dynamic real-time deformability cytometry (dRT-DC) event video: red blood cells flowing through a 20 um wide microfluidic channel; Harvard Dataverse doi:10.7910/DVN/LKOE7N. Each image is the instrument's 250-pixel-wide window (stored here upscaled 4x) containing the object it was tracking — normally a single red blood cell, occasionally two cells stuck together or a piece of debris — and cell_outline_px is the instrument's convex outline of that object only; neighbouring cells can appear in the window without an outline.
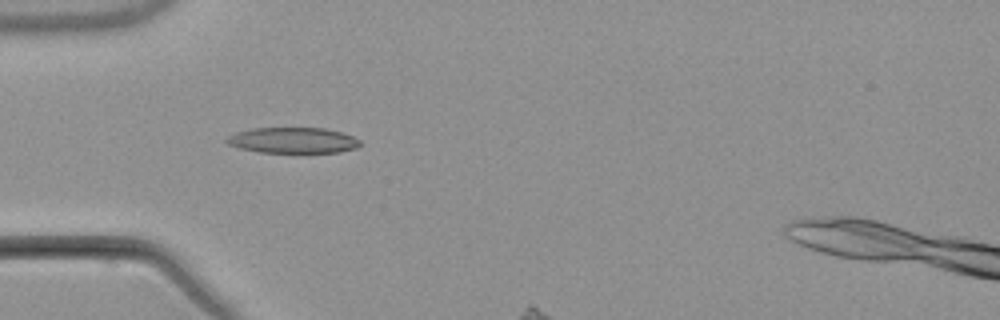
{"species": "common noctule bat (a hibernating species)", "species_latin": "Nyctalus noctula", "temperature_condition": "warm", "stored_images_in_passage": 6, "segment_of_instrument_passage": [1, 2], "camera_frame_rate_fps": 3000, "um_per_image_px": 0.085, "animal": {"sex": "male", "body_mass_g": 21.5, "forearm_length_mm": 52.0}, "frame": {"image": 1, "passage_image": 5, "time_ms": 4.667, "image_size_px": [1000, 320], "cell_outline_px": [[360, 144], [356, 148], [340, 152], [260, 152], [240, 148], [228, 144], [224, 140], [228, 136], [236, 132], [252, 128], [324, 128], [340, 132], [352, 136], [360, 140]], "centroid_in_image_um": [24.88, 11.92], "position_along_channel_um": 60.1, "area_um2": 19.88}}